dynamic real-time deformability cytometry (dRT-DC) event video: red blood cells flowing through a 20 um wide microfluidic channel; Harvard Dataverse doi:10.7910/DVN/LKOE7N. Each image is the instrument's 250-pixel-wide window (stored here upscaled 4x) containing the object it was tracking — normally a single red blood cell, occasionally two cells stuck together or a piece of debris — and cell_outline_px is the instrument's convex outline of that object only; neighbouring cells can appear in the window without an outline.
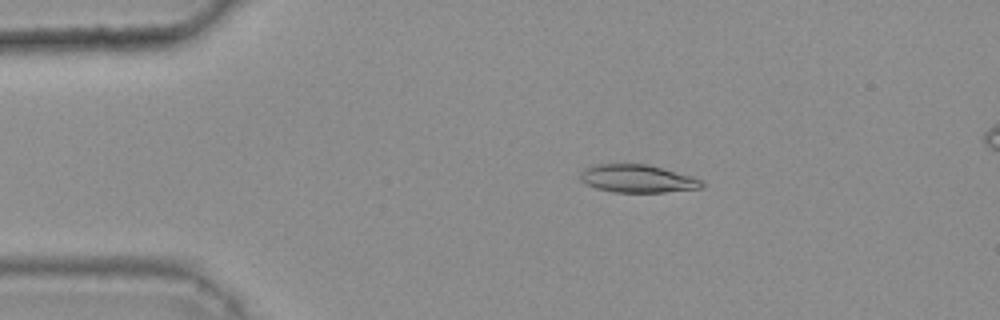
{"species": "common noctule bat (a hibernating species)", "species_latin": "Nyctalus noctula", "temperature_condition": "warm", "stored_images_in_passage": 45, "camera_frame_rate_fps": 3000, "um_per_image_px": 0.085, "animal": {"sex": "female", "body_mass_g": 25.1}, "frame": {"image": 1, "passage_image": 9, "time_ms": 2.667, "image_size_px": [1000, 320], "cell_outline_px": [[704, 188], [664, 192], [612, 192], [596, 188], [580, 180], [580, 172], [588, 164], [648, 164], [692, 176], [704, 180]], "centroid_in_image_um": [54.19, 15.18], "position_along_channel_um": 30.8, "area_um2": 20.0}}
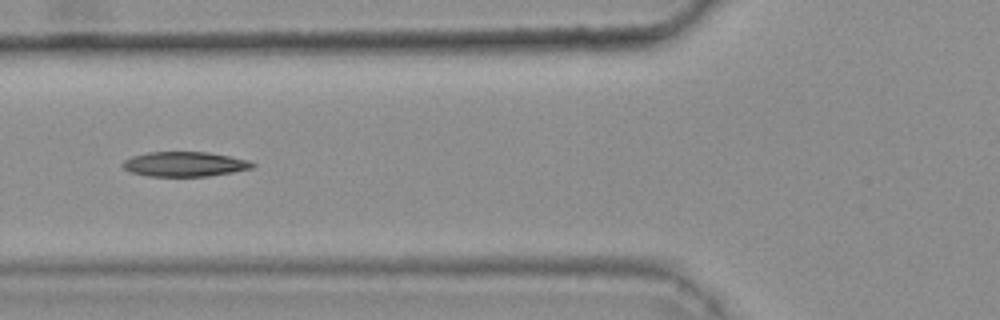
{"frame": {"image": 2, "passage_image": 19, "time_ms": 6.0, "image_size_px": [1000, 320], "cell_outline_px": [[256, 164], [252, 168], [232, 172], [208, 176], [148, 176], [132, 172], [124, 168], [120, 164], [124, 160], [132, 156], [148, 152], [208, 152], [248, 160]], "centroid_in_image_um": [15.67, 13.95], "position_along_channel_um": 110.1, "area_um2": 18.61}}
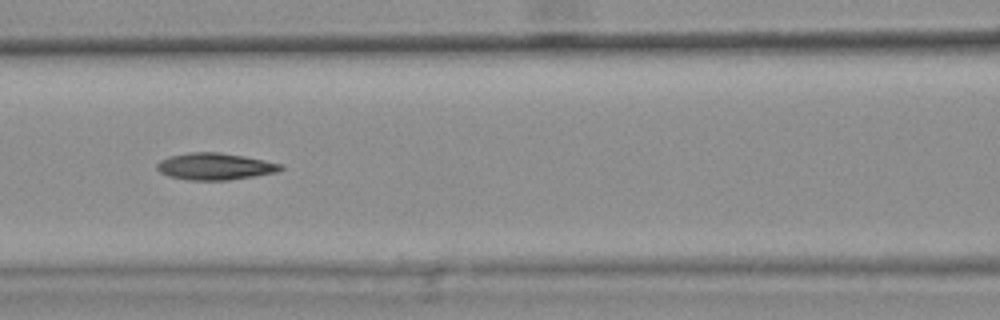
{"frame": {"image": 3, "passage_image": 22, "time_ms": 7.0, "image_size_px": [1000, 320], "cell_outline_px": [[284, 168], [276, 172], [228, 180], [188, 180], [168, 176], [160, 172], [156, 168], [156, 164], [160, 160], [172, 156], [188, 152], [220, 152], [244, 156], [284, 164]], "centroid_in_image_um": [18.27, 14.14], "position_along_channel_um": 148.3, "area_um2": 19.31}, "authors_computed_cell_mechanics": {"area_um2": 19.3052, "velocity_mm_per_s": 3.806, "shape_relaxation_time_tau1_ms": null, "shape_relaxation_time_tau2_ms": 4.5241, "deformation_change_tau1": null, "deformation_change_tau2": 0.1218}}